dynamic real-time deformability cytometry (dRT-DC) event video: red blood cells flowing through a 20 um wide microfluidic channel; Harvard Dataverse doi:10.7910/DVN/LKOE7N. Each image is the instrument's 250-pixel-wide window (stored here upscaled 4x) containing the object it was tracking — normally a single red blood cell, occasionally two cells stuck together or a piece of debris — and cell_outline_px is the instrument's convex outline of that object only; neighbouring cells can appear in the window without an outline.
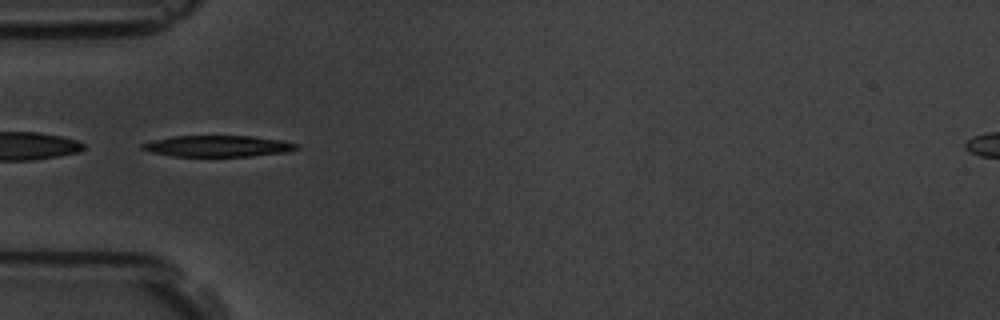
{"species": "common noctule bat (a hibernating species)", "species_latin": "Nyctalus noctula", "temperature_condition": "room temperature", "stored_images_in_passage": 6, "camera_frame_rate_fps": 3000, "um_per_image_px": 0.085, "animal": {"sex": "male", "body_mass_g": 19.5, "forearm_length_mm": 54.6}, "frame": {"image": 1, "passage_image": 4, "time_ms": 4.333, "image_size_px": [1000, 320], "cell_outline_px": [[300, 148], [284, 152], [248, 156], [172, 156], [148, 152], [140, 148], [140, 144], [152, 140], [172, 136], [252, 136], [284, 140], [300, 144]], "centroid_in_image_um": [18.49, 12.41], "position_along_channel_um": 66.5, "area_um2": 19.25}}